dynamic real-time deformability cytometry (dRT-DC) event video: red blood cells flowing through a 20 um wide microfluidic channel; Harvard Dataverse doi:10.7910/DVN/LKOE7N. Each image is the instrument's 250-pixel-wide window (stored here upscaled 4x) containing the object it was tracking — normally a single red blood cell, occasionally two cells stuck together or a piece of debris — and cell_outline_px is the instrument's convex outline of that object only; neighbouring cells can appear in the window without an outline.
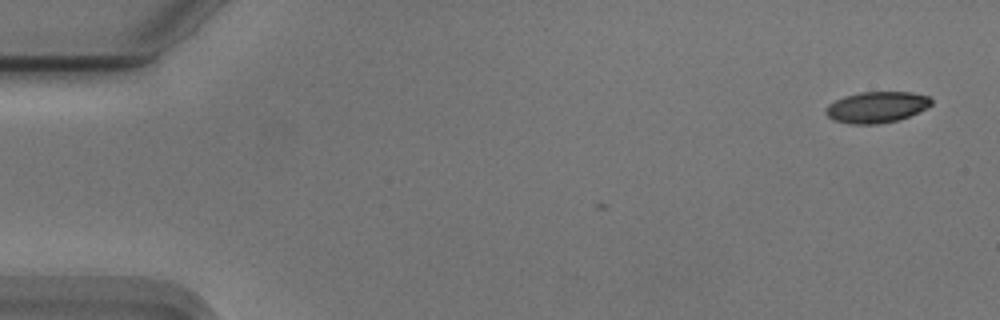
{"species": "Egyptian fruit bat (a non-hibernating species)", "species_latin": "Rousettus aegyptiacus", "temperature_condition": "cold", "stored_images_in_passage": 3, "camera_frame_rate_fps": 3000, "um_per_image_px": 0.085, "animal": {"sex": "male"}, "frame": {"image": 1, "passage_image": 3, "time_ms": 0.667, "image_size_px": [1000, 320], "cell_outline_px": [[932, 104], [908, 116], [896, 120], [876, 124], [848, 124], [832, 120], [824, 112], [828, 104], [844, 96], [860, 92], [912, 92], [928, 96], [932, 100]], "centroid_in_image_um": [74.46, 9.1], "position_along_channel_um": 10.5, "area_um2": 19.02}}